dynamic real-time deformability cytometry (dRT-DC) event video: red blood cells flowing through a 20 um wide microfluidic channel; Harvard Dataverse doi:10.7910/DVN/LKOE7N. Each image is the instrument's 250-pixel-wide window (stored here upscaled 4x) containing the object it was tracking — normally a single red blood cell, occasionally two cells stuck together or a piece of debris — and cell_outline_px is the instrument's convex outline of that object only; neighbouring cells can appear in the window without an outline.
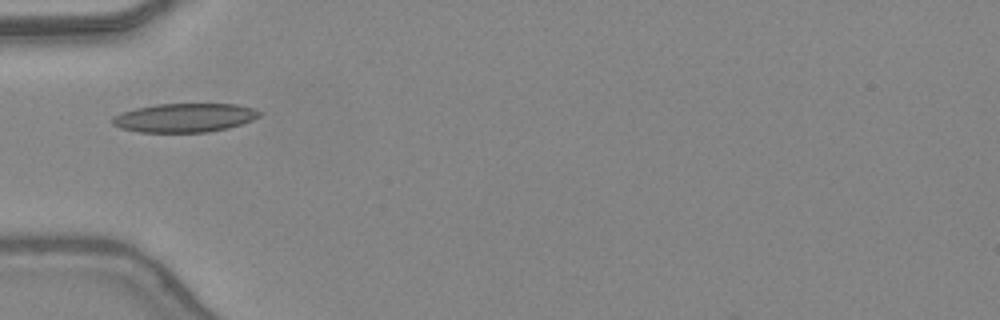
{"species": "common noctule bat (a hibernating species)", "species_latin": "Nyctalus noctula", "temperature_condition": "warm", "stored_images_in_passage": 10, "camera_frame_rate_fps": 3000, "um_per_image_px": 0.085, "animal": {"sex": "female", "body_mass_g": 24.6, "forearm_length_mm": 56.2}, "frame": {"image": 1, "passage_image": 1, "time_ms": 0.0, "image_size_px": [1000, 320], "cell_outline_px": [[264, 112], [260, 116], [252, 120], [228, 128], [208, 132], [140, 132], [120, 128], [112, 124], [112, 116], [136, 108], [156, 104], [236, 104], [252, 108]], "centroid_in_image_um": [15.7, 10.01], "position_along_channel_um": 69.3, "area_um2": 24.68}}